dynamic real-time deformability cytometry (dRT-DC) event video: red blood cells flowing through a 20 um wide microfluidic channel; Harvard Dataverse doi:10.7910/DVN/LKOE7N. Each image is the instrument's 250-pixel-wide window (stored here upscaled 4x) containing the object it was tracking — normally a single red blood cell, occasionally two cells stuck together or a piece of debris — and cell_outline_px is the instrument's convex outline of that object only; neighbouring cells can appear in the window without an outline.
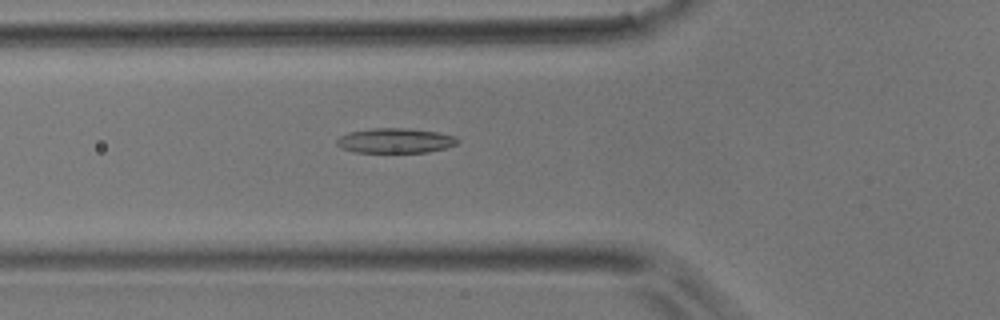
{"species": "common noctule bat (a hibernating species)", "species_latin": "Nyctalus noctula", "temperature_condition": "room temperature", "stored_images_in_passage": 35, "camera_frame_rate_fps": 3000, "um_per_image_px": 0.085, "animal": {"sex": "male", "body_mass_g": 17.9}, "frame": {"image": 1, "passage_image": 4, "time_ms": 1.0, "image_size_px": [1000, 320], "cell_outline_px": [[460, 140], [456, 144], [444, 148], [428, 152], [352, 152], [340, 148], [336, 144], [336, 140], [340, 136], [348, 132], [372, 128], [404, 128], [436, 132], [456, 136]], "centroid_in_image_um": [33.56, 11.95], "position_along_channel_um": 92.2, "area_um2": 17.51}}
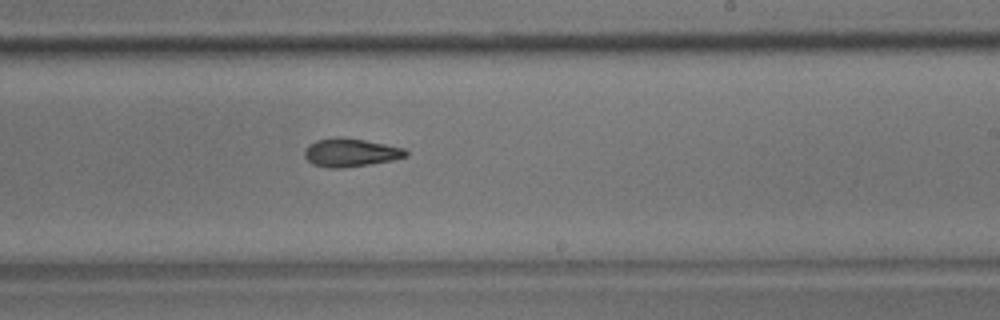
{"frame": {"image": 2, "passage_image": 16, "time_ms": 5.0, "image_size_px": [1000, 320], "cell_outline_px": [[408, 156], [396, 160], [344, 168], [328, 168], [312, 164], [304, 156], [304, 152], [308, 144], [316, 140], [336, 136], [340, 136], [364, 140], [404, 148], [408, 152]], "centroid_in_image_um": [29.79, 12.97], "position_along_channel_um": 259.2, "area_um2": 16.94}}
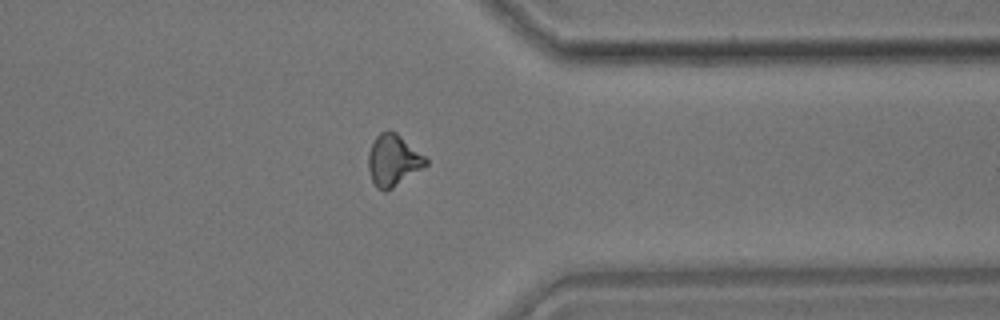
{"frame": {"image": 3, "passage_image": 25, "time_ms": 8.0, "image_size_px": [1000, 320], "cell_outline_px": [[428, 164], [392, 188], [384, 192], [376, 188], [372, 180], [368, 168], [368, 152], [376, 136], [380, 132], [388, 128], [396, 132], [424, 156], [428, 160]], "centroid_in_image_um": [33.39, 13.61], "position_along_channel_um": 378.0, "area_um2": 17.17}}